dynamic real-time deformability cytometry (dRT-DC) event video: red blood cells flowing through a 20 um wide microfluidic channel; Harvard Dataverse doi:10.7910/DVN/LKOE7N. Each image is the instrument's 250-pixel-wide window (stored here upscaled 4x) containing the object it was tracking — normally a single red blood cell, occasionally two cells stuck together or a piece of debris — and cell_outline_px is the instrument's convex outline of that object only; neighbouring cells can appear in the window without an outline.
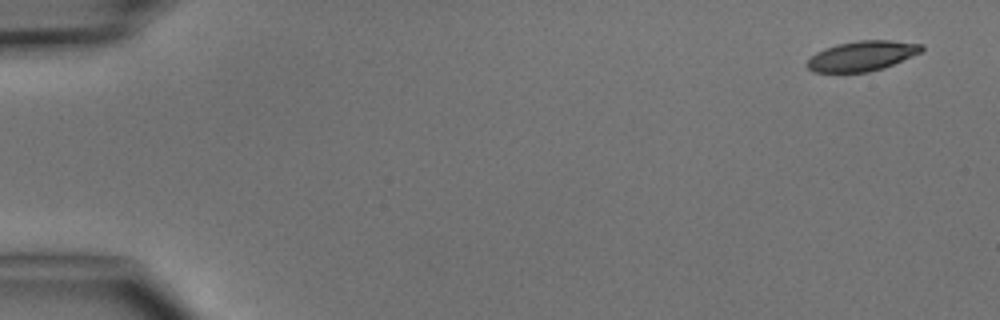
{"species": "common noctule bat (a hibernating species)", "species_latin": "Nyctalus noctula", "temperature_condition": "cold", "stored_images_in_passage": 5, "camera_frame_rate_fps": 3000, "um_per_image_px": 0.085, "animal": {"sex": "male", "body_mass_g": 15.6}, "frame": {"image": 1, "passage_image": 1, "time_ms": 0.0, "image_size_px": [1000, 320], "cell_outline_px": [[924, 48], [920, 52], [884, 68], [868, 72], [812, 72], [804, 64], [816, 52], [824, 48], [836, 44], [856, 40], [888, 40], [924, 44]], "centroid_in_image_um": [73.24, 4.75], "position_along_channel_um": 11.8, "area_um2": 20.06}}
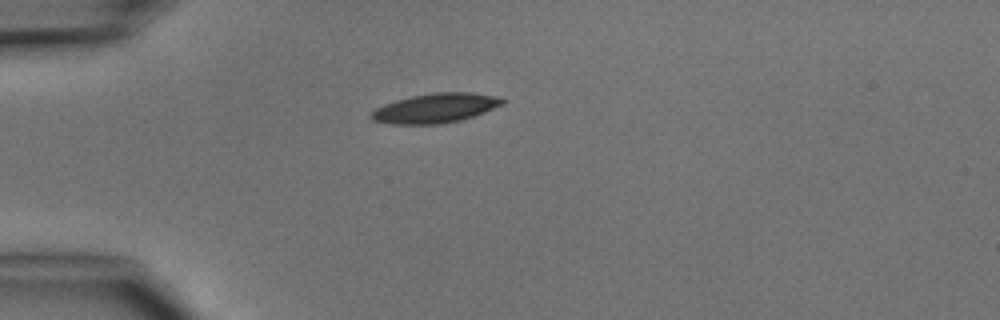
{"frame": {"image": 2, "passage_image": 4, "time_ms": 3.667, "image_size_px": [1000, 320], "cell_outline_px": [[504, 104], [484, 112], [460, 120], [440, 124], [392, 124], [372, 120], [368, 116], [376, 108], [384, 104], [396, 100], [412, 96], [436, 92], [472, 92], [500, 96], [504, 100]], "centroid_in_image_um": [37.02, 9.18], "position_along_channel_um": 48.0, "area_um2": 22.54}}